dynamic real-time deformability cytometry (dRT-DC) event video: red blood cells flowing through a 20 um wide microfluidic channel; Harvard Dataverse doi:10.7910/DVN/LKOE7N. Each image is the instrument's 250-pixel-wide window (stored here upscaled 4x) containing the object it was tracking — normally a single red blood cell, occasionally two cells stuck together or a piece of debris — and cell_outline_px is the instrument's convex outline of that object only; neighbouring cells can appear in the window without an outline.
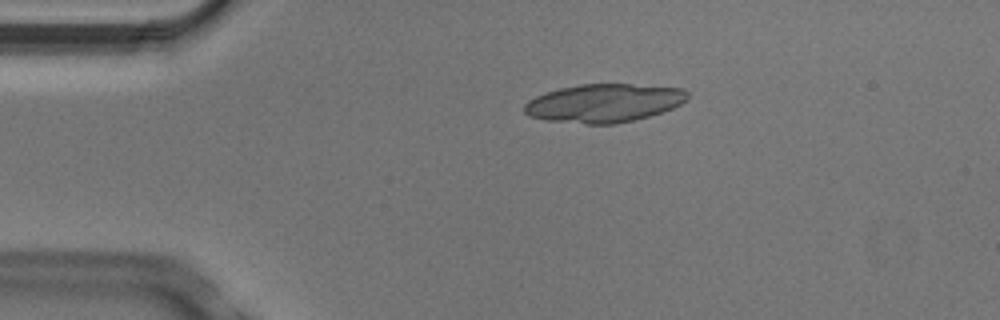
{"species": "Egyptian fruit bat (a non-hibernating species)", "species_latin": "Rousettus aegyptiacus", "temperature_condition": "cold", "stored_images_in_passage": 5, "camera_frame_rate_fps": 3000, "um_per_image_px": 0.085, "animal": {"sex": "male"}, "frame": {"image": 1, "passage_image": 3, "time_ms": 0.667, "image_size_px": [1000, 320], "cell_outline_px": [[688, 100], [672, 108], [648, 116], [616, 124], [584, 124], [544, 120], [528, 116], [524, 112], [524, 104], [528, 100], [544, 92], [560, 88], [580, 84], [632, 84], [684, 88], [688, 92]], "centroid_in_image_um": [51.31, 8.76], "position_along_channel_um": 33.7, "area_um2": 36.7}}